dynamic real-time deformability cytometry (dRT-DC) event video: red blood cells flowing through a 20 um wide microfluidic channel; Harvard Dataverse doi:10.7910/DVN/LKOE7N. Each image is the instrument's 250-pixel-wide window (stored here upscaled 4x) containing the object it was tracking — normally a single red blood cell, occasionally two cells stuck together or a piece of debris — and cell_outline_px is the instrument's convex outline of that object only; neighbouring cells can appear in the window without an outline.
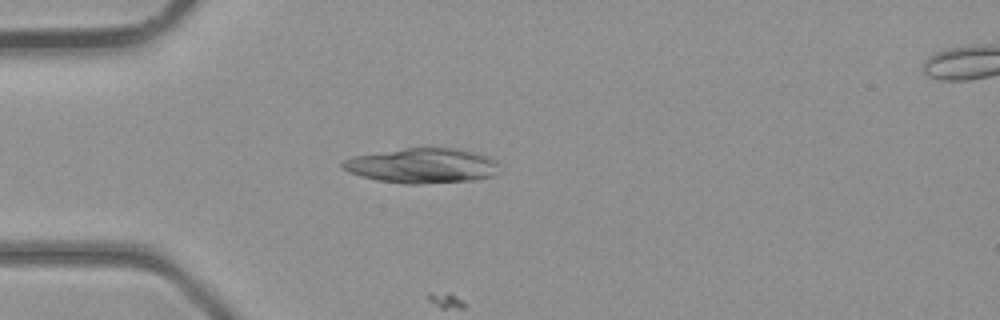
{"species": "common noctule bat (a hibernating species)", "species_latin": "Nyctalus noctula", "temperature_condition": "room temperature", "stored_images_in_passage": 5, "camera_frame_rate_fps": 3000, "um_per_image_px": 0.085, "animal": {"sex": "male", "body_mass_g": 23.1, "forearm_length_mm": 52.7}, "frame": {"image": 1, "passage_image": 4, "time_ms": 3.667, "image_size_px": [1000, 320], "cell_outline_px": [[496, 176], [472, 180], [420, 184], [404, 184], [376, 180], [360, 176], [348, 172], [340, 164], [344, 160], [356, 156], [404, 148], [456, 148], [476, 152], [496, 160]], "centroid_in_image_um": [35.89, 14.09], "position_along_channel_um": 49.1, "area_um2": 31.79}}